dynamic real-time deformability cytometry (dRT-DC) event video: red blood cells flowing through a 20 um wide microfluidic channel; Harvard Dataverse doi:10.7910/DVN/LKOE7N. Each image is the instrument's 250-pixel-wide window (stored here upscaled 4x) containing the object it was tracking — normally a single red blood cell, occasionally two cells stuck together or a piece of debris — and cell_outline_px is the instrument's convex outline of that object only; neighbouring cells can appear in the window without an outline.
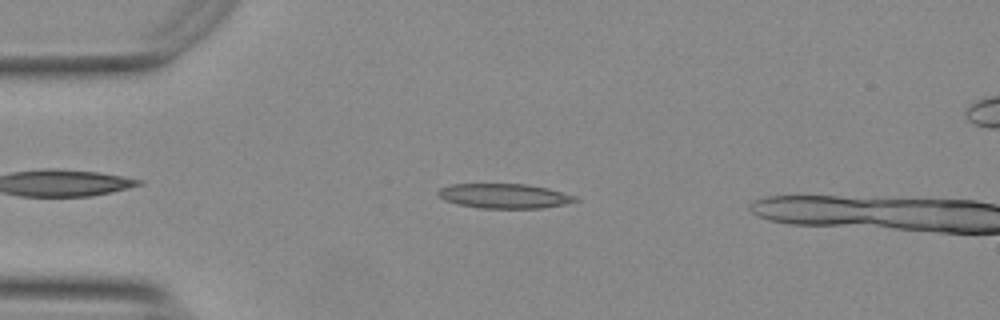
{"species": "Egyptian fruit bat (a non-hibernating species)", "species_latin": "Rousettus aegyptiacus", "temperature_condition": "warm", "stored_images_in_passage": 8, "camera_frame_rate_fps": 3000, "um_per_image_px": 0.085, "animal": {"sex": "female"}, "frame": {"image": 1, "passage_image": 5, "time_ms": 1.333, "image_size_px": [1000, 320], "cell_outline_px": [[580, 200], [564, 204], [540, 208], [480, 208], [456, 204], [444, 200], [436, 192], [440, 188], [452, 184], [524, 184], [548, 188], [576, 196]], "centroid_in_image_um": [42.85, 16.66], "position_along_channel_um": 42.1, "area_um2": 19.65}}